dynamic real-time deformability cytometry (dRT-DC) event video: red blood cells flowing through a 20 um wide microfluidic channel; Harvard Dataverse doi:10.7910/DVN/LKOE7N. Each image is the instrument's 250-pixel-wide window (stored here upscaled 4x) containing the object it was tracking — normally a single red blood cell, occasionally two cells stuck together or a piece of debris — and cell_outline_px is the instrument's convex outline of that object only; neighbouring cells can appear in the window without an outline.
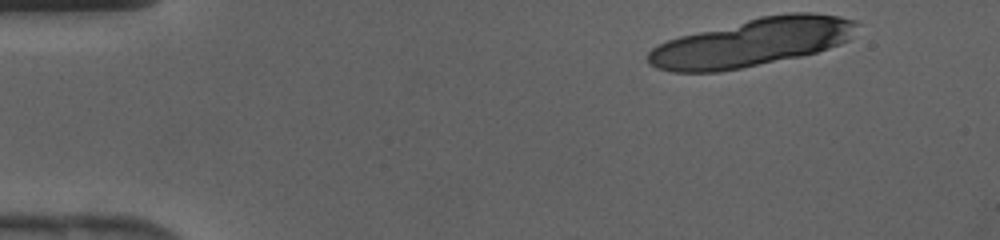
{"species": "human", "species_latin": "Homo sapiens", "temperature_condition": "cold", "stored_images_in_passage": 14, "camera_frame_rate_fps": 3000, "um_per_image_px": 0.085, "donor": {"sex": "female"}, "frame": {"image": 1, "passage_image": 1, "time_ms": 0.0, "image_size_px": [1000, 240], "cell_outline_px": [[860, 24], [848, 40], [840, 44], [816, 52], [800, 56], [720, 72], [672, 72], [656, 68], [648, 64], [648, 52], [652, 48], [668, 40], [680, 36], [760, 16], [788, 12], [812, 12], [840, 16], [856, 20]], "centroid_in_image_um": [63.95, 3.6], "position_along_channel_um": 21.1, "area_um2": 58.32}}